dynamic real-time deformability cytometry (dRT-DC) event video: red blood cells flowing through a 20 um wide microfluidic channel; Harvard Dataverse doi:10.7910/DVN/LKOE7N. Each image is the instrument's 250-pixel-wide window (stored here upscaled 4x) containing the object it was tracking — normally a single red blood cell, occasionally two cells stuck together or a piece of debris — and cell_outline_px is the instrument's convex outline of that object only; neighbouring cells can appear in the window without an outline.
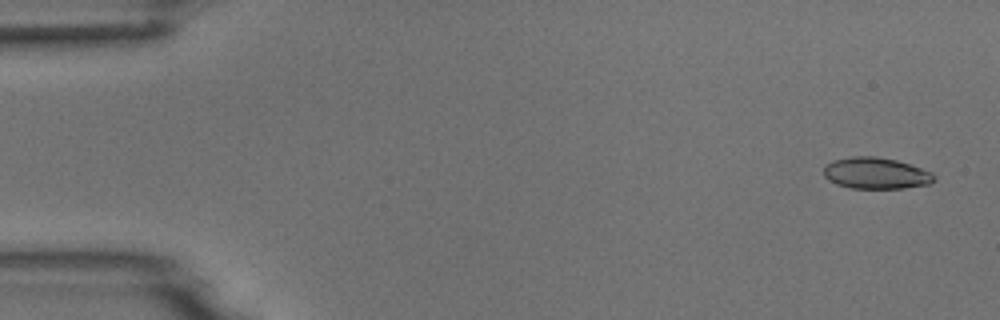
{"species": "common noctule bat (a hibernating species)", "species_latin": "Nyctalus noctula", "temperature_condition": "room temperature", "stored_images_in_passage": 4, "camera_frame_rate_fps": 3000, "um_per_image_px": 0.085, "animal": {"sex": "male", "body_mass_g": 18.8}, "frame": {"image": 1, "passage_image": 1, "time_ms": 0.0, "image_size_px": [1000, 320], "cell_outline_px": [[936, 180], [928, 184], [904, 188], [852, 188], [836, 184], [828, 180], [824, 176], [824, 168], [832, 160], [852, 156], [876, 156], [896, 160], [932, 172], [936, 176]], "centroid_in_image_um": [74.45, 14.72], "position_along_channel_um": 10.5, "area_um2": 20.17}}
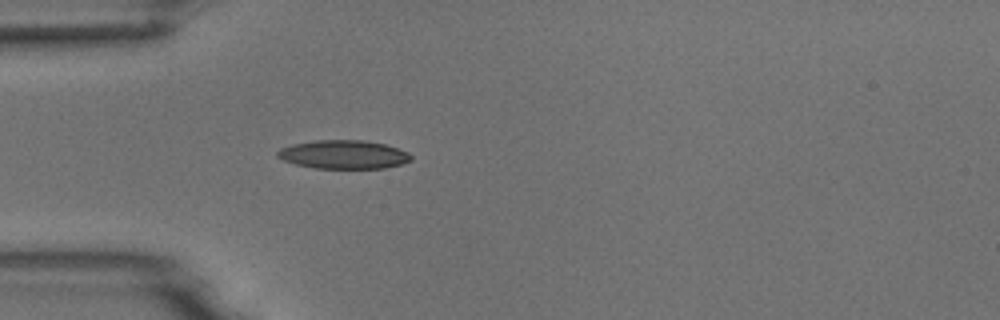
{"frame": {"image": 2, "passage_image": 4, "time_ms": 4.333, "image_size_px": [1000, 320], "cell_outline_px": [[412, 160], [400, 164], [384, 168], [316, 168], [296, 164], [284, 160], [276, 156], [276, 152], [280, 148], [292, 144], [316, 140], [364, 140], [384, 144], [408, 152], [412, 156]], "centroid_in_image_um": [29.19, 13.13], "position_along_channel_um": 55.8, "area_um2": 22.14}}